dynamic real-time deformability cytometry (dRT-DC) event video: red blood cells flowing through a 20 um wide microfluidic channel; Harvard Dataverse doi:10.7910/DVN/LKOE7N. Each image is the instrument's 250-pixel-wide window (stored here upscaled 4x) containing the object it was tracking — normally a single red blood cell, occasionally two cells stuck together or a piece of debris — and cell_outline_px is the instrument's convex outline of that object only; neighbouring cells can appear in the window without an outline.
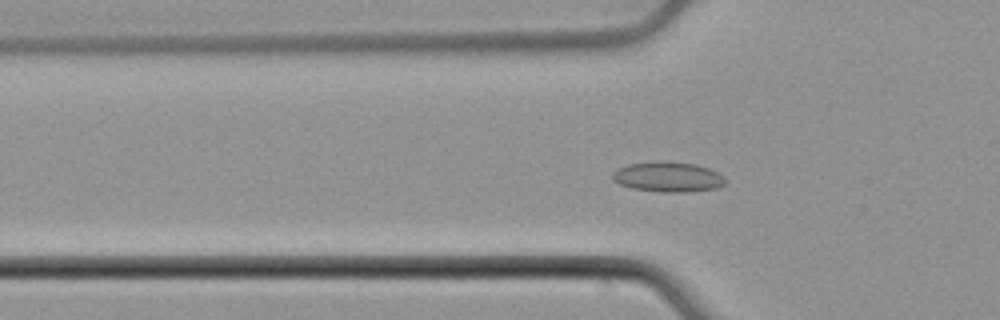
{"species": "common noctule bat (a hibernating species)", "species_latin": "Nyctalus noctula", "temperature_condition": "cold", "stored_images_in_passage": 55, "camera_frame_rate_fps": 3000, "um_per_image_px": 0.085, "animal": {"sex": "male", "body_mass_g": 21.5, "forearm_length_mm": 52.0}, "frame": {"image": 1, "passage_image": 19, "time_ms": 6.0, "image_size_px": [1000, 320], "cell_outline_px": [[724, 184], [716, 188], [684, 192], [664, 192], [632, 188], [620, 184], [612, 180], [612, 172], [628, 164], [660, 160], [668, 160], [696, 164], [708, 168], [724, 176]], "centroid_in_image_um": [56.76, 15.01], "position_along_channel_um": 69.0, "area_um2": 19.83}}
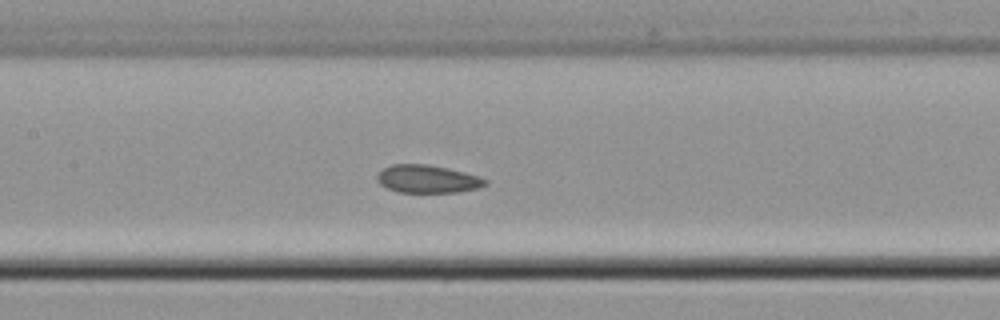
{"frame": {"image": 2, "passage_image": 27, "time_ms": 8.667, "image_size_px": [1000, 320], "cell_outline_px": [[488, 184], [480, 188], [456, 192], [396, 192], [380, 184], [376, 180], [376, 176], [384, 168], [392, 164], [428, 164], [448, 168], [480, 176], [488, 180]], "centroid_in_image_um": [36.36, 15.21], "position_along_channel_um": 171.0, "area_um2": 17.69}}
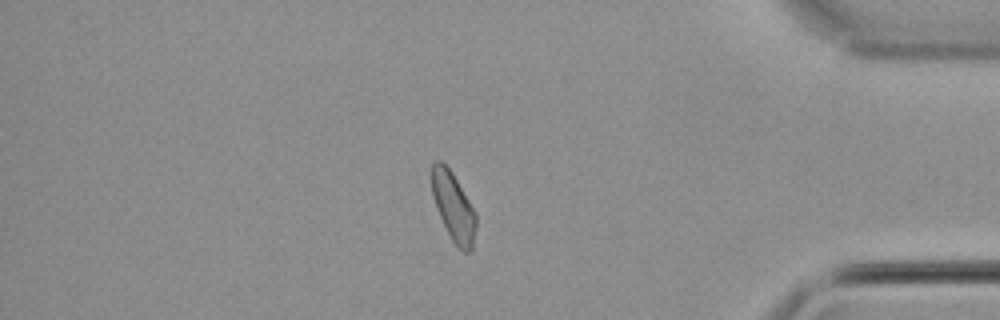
{"frame": {"image": 3, "passage_image": 47, "time_ms": 15.333, "image_size_px": [1000, 320], "cell_outline_px": [[476, 228], [472, 248], [468, 252], [464, 252], [456, 248], [440, 216], [432, 196], [432, 164], [436, 160], [440, 160], [452, 172], [476, 212]], "centroid_in_image_um": [38.55, 17.6], "position_along_channel_um": 396.6, "area_um2": 17.57}, "authors_computed_cell_mechanics": {"area_um2": 18.3804, "velocity_mm_per_s": 3.876, "shape_relaxation_time_tau1_ms": null, "shape_relaxation_time_tau2_ms": 2.1368, "deformation_change_tau1": null, "deformation_change_tau2": 0.0491}}